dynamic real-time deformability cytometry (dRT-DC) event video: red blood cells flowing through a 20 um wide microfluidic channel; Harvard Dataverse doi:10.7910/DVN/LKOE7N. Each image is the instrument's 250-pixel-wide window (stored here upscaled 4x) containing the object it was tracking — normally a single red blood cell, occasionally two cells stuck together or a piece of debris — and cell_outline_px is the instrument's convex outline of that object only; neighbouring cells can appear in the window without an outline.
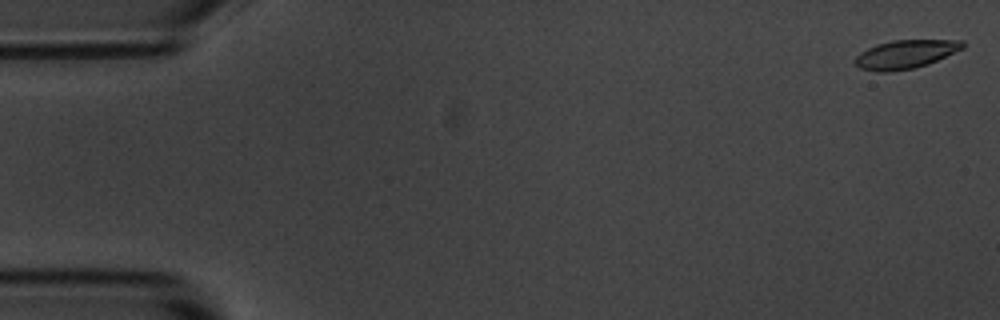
{"species": "common noctule bat (a hibernating species)", "species_latin": "Nyctalus noctula", "temperature_condition": "room temperature", "stored_images_in_passage": 51, "camera_frame_rate_fps": 3000, "um_per_image_px": 0.085, "animal": {"sex": "male", "body_mass_g": 20.1, "forearm_length_mm": 53.5}, "frame": {"image": 1, "passage_image": 1, "time_ms": 0.0, "image_size_px": [1000, 320], "cell_outline_px": [[964, 48], [928, 64], [912, 68], [888, 72], [876, 72], [860, 68], [852, 60], [860, 52], [876, 44], [892, 40], [964, 40]], "centroid_in_image_um": [76.94, 4.61], "position_along_channel_um": 8.1, "area_um2": 17.92}}
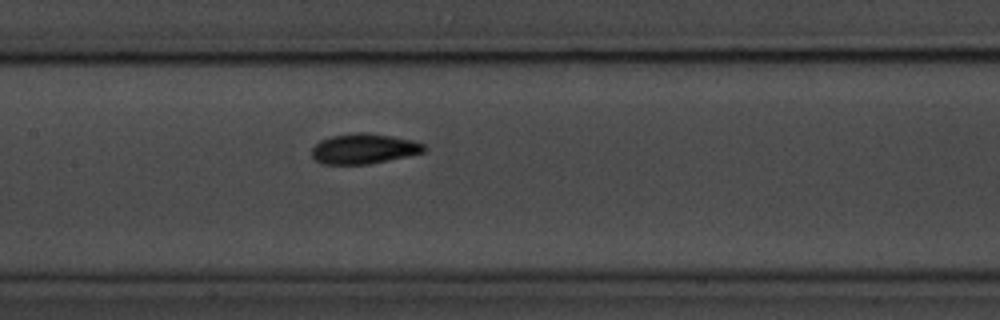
{"frame": {"image": 2, "passage_image": 26, "time_ms": 8.333, "image_size_px": [1000, 320], "cell_outline_px": [[428, 148], [424, 152], [408, 156], [368, 164], [320, 164], [312, 156], [312, 148], [320, 140], [332, 136], [356, 132], [364, 132], [392, 136], [412, 140], [424, 144]], "centroid_in_image_um": [30.94, 12.64], "position_along_channel_um": 176.5, "area_um2": 19.77}}
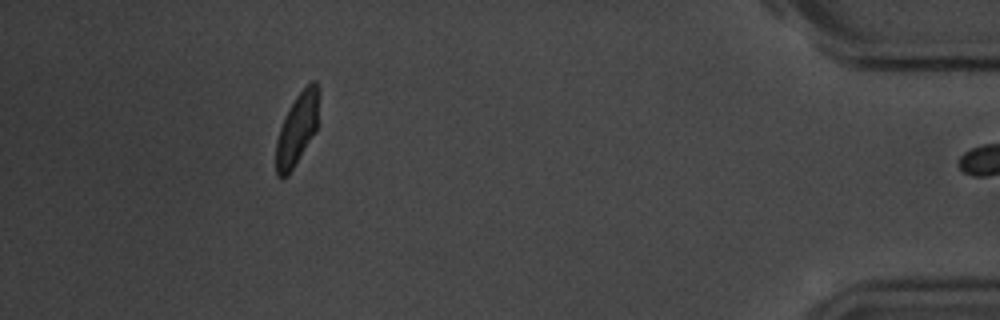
{"frame": {"image": 3, "passage_image": 50, "time_ms": 16.333, "image_size_px": [1000, 320], "cell_outline_px": [[320, 92], [316, 132], [288, 176], [276, 176], [276, 140], [284, 116], [296, 96], [312, 80], [316, 80]], "centroid_in_image_um": [25.27, 10.94], "position_along_channel_um": 409.9, "area_um2": 18.09}}